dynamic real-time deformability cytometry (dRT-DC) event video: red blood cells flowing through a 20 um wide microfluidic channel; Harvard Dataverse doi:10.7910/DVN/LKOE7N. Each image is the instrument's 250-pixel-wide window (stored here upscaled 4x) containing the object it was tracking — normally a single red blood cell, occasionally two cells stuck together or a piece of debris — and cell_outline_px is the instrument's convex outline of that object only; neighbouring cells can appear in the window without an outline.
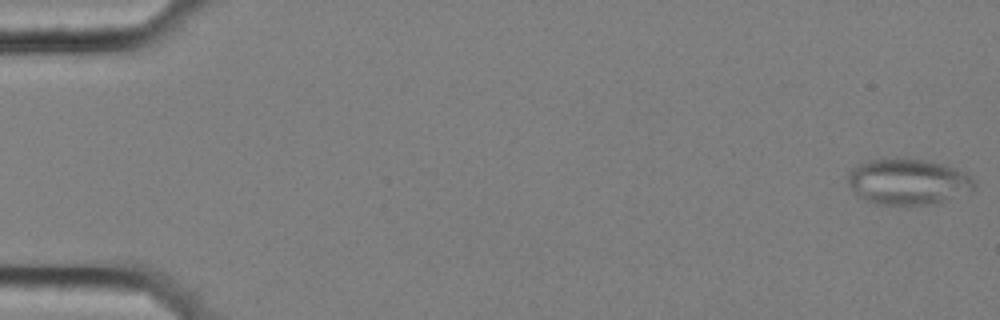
{"species": "common noctule bat (a hibernating species)", "species_latin": "Nyctalus noctula", "temperature_condition": "cold", "stored_images_in_passage": 57, "camera_frame_rate_fps": 3000, "um_per_image_px": 0.085, "animal": {"sex": "female", "body_mass_g": 25.1}, "frame": {"image": 1, "passage_image": 1, "time_ms": 0.0, "image_size_px": [1000, 320], "cell_outline_px": [[972, 188], [968, 192], [936, 204], [876, 204], [864, 200], [856, 196], [848, 184], [848, 172], [852, 168], [868, 160], [896, 156], [924, 160], [956, 168], [964, 172], [972, 180]], "centroid_in_image_um": [77.09, 15.43], "position_along_channel_um": 7.9, "area_um2": 33.93}}
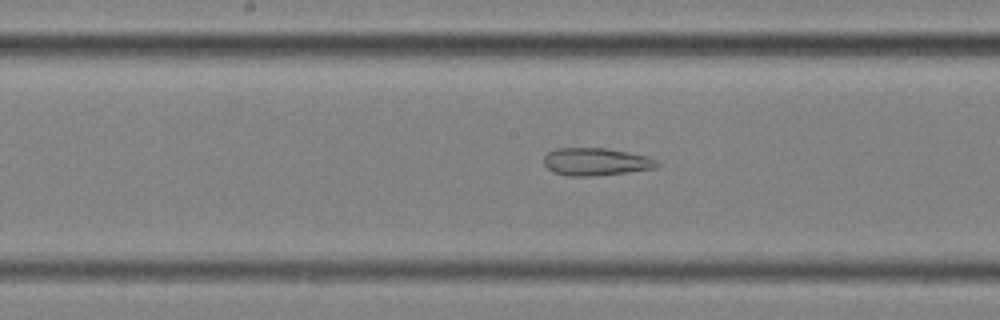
{"frame": {"image": 2, "passage_image": 30, "time_ms": 9.667, "image_size_px": [1000, 320], "cell_outline_px": [[660, 164], [656, 168], [628, 172], [596, 176], [568, 176], [552, 172], [544, 164], [544, 156], [548, 152], [556, 148], [604, 148], [648, 156], [656, 160]], "centroid_in_image_um": [50.64, 13.75], "position_along_channel_um": 197.6, "area_um2": 18.26}}
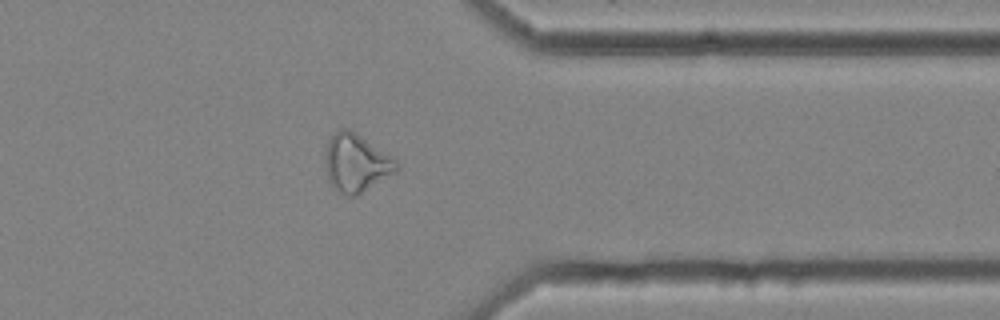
{"frame": {"image": 3, "passage_image": 46, "time_ms": 15.0, "image_size_px": [1000, 320], "cell_outline_px": [[400, 168], [396, 172], [356, 196], [348, 196], [340, 192], [328, 180], [324, 160], [324, 152], [328, 140], [340, 128], [348, 128], [356, 132], [392, 156], [396, 160]], "centroid_in_image_um": [30.27, 13.83], "position_along_channel_um": 381.1, "area_um2": 24.16}, "authors_computed_cell_mechanics": {"area_um2": 25.5476, "velocity_mm_per_s": 3.5549, "shape_relaxation_time_tau1_ms": null, "shape_relaxation_time_tau2_ms": 3.4982, "deformation_change_tau1": null, "deformation_change_tau2": 0.1321}}